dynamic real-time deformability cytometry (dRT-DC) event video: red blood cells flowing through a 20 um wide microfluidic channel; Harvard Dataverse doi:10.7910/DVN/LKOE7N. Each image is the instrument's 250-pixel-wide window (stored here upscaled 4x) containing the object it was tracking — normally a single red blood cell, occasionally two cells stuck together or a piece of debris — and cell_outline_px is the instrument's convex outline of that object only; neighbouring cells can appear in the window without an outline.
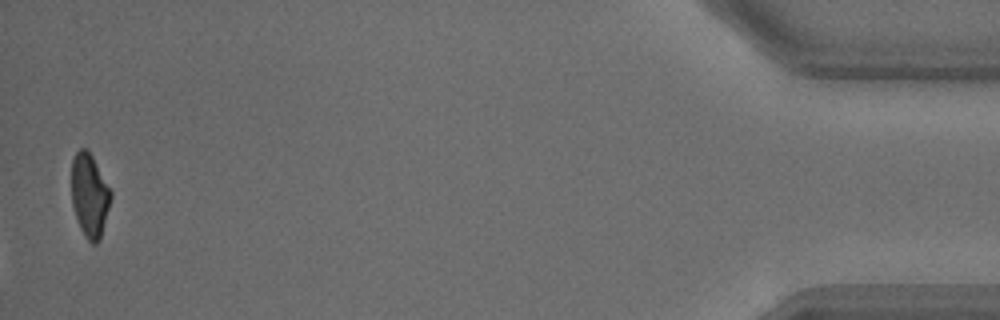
{"species": "common noctule bat (a hibernating species)", "species_latin": "Nyctalus noctula", "temperature_condition": "warm", "stored_images_in_passage": 29, "camera_frame_rate_fps": 3000, "um_per_image_px": 0.085, "animal": {"sex": "male", "body_mass_g": 18.8}, "frame": {"image": 1, "passage_image": 29, "time_ms": 9.333, "image_size_px": [1000, 320], "cell_outline_px": [[112, 196], [100, 240], [96, 244], [92, 244], [84, 236], [80, 228], [72, 204], [72, 160], [76, 152], [80, 148], [88, 148], [112, 192]], "centroid_in_image_um": [7.62, 16.6], "position_along_channel_um": 427.6, "area_um2": 19.13}}